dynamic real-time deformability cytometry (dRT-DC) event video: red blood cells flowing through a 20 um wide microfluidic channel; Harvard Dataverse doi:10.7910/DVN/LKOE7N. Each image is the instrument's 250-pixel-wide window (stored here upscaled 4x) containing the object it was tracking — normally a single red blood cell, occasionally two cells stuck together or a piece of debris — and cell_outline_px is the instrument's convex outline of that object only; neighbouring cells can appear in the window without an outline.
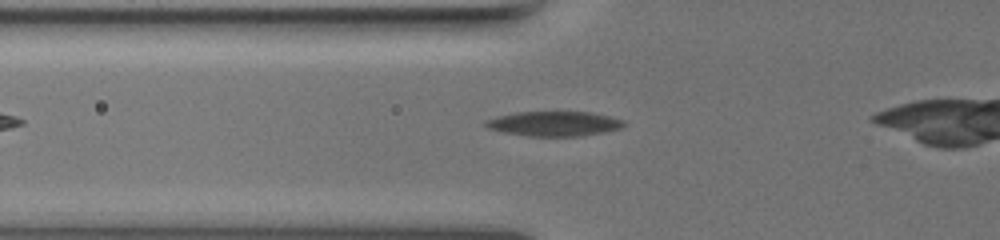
{"species": "common noctule bat (a hibernating species)", "species_latin": "Nyctalus noctula", "temperature_condition": "warm", "stored_images_in_passage": 35, "camera_frame_rate_fps": 3000, "um_per_image_px": 0.085, "animal": {"sex": "female", "body_mass_g": 19.5, "forearm_length_mm": 54.1}, "frame": {"image": 1, "passage_image": 3, "time_ms": 0.667, "image_size_px": [1000, 240], "cell_outline_px": [[628, 124], [620, 128], [604, 132], [584, 136], [528, 136], [504, 132], [488, 128], [484, 124], [488, 120], [500, 116], [520, 112], [588, 112], [608, 116], [624, 120]], "centroid_in_image_um": [47.17, 10.52], "position_along_channel_um": 78.6, "area_um2": 19.71}}
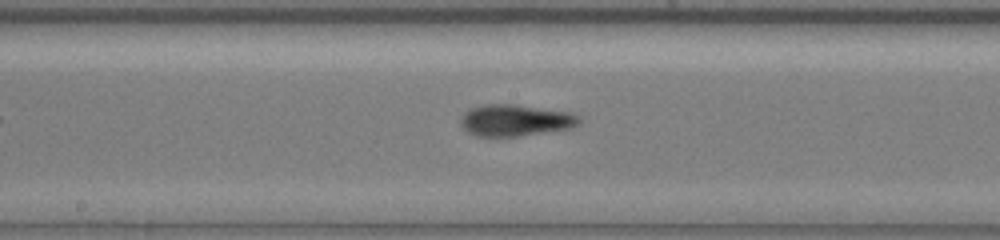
{"frame": {"image": 2, "passage_image": 14, "time_ms": 4.333, "image_size_px": [1000, 240], "cell_outline_px": [[580, 120], [576, 124], [568, 128], [520, 136], [476, 136], [468, 132], [460, 124], [460, 120], [472, 108], [488, 104], [516, 104], [568, 112], [576, 116]], "centroid_in_image_um": [43.77, 10.23], "position_along_channel_um": 204.4, "area_um2": 21.21}}
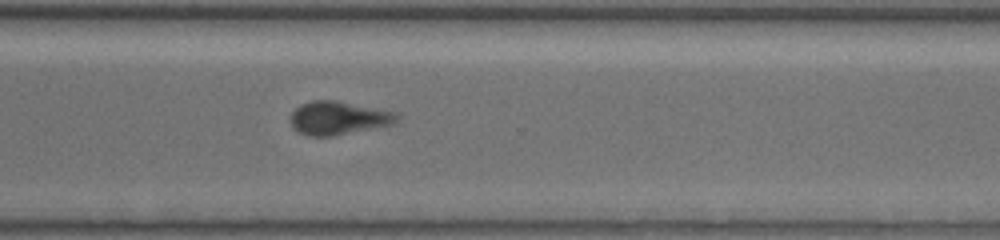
{"frame": {"image": 3, "passage_image": 26, "time_ms": 8.333, "image_size_px": [1000, 240], "cell_outline_px": [[400, 116], [392, 124], [332, 136], [308, 136], [292, 128], [292, 112], [300, 104], [312, 100], [336, 100], [392, 112]], "centroid_in_image_um": [28.7, 10.03], "position_along_channel_um": 341.9, "area_um2": 20.23}}